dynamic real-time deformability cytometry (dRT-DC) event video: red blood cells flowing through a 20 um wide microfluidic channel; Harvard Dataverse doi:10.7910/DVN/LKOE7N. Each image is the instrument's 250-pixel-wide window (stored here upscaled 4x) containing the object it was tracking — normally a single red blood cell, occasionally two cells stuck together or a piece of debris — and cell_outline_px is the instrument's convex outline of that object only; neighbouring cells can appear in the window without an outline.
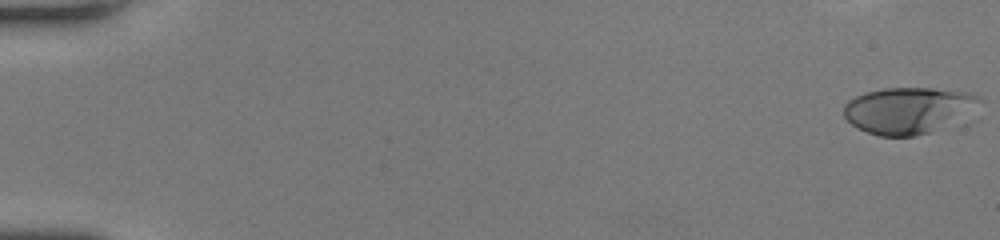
{"species": "human", "species_latin": "Homo sapiens", "temperature_condition": "room temperature", "stored_images_in_passage": 44, "camera_frame_rate_fps": 3000, "um_per_image_px": 0.085, "donor": {"sex": "female"}, "frame": {"image": 1, "passage_image": 1, "time_ms": 0.0, "image_size_px": [1000, 240], "cell_outline_px": [[984, 100], [928, 132], [912, 136], [880, 136], [868, 132], [852, 124], [844, 116], [844, 104], [848, 100], [856, 96], [868, 92], [884, 88], [932, 88], [964, 92], [980, 96]], "centroid_in_image_um": [77.06, 9.34], "position_along_channel_um": 7.9, "area_um2": 35.03}}
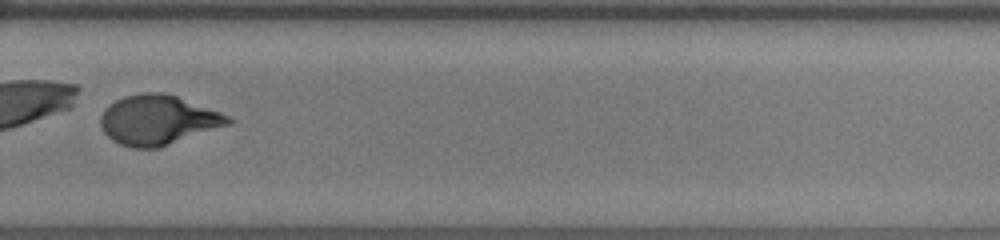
{"frame": {"image": 2, "passage_image": 36, "time_ms": 11.667, "image_size_px": [1000, 240], "cell_outline_px": [[232, 124], [160, 148], [132, 148], [120, 144], [112, 140], [104, 132], [100, 124], [100, 116], [104, 108], [116, 100], [124, 96], [144, 92], [164, 92], [176, 96], [220, 112], [228, 116], [232, 120]], "centroid_in_image_um": [13.42, 10.21], "position_along_channel_um": 316.4, "area_um2": 37.11}, "authors_computed_cell_mechanics": {"area_um2": 36.414, "velocity_mm_per_s": 4.3066, "shape_relaxation_time_tau1_ms": 4.3181, "shape_relaxation_time_tau2_ms": null, "deformation_change_tau1": 0.2373, "deformation_change_tau2": null}}